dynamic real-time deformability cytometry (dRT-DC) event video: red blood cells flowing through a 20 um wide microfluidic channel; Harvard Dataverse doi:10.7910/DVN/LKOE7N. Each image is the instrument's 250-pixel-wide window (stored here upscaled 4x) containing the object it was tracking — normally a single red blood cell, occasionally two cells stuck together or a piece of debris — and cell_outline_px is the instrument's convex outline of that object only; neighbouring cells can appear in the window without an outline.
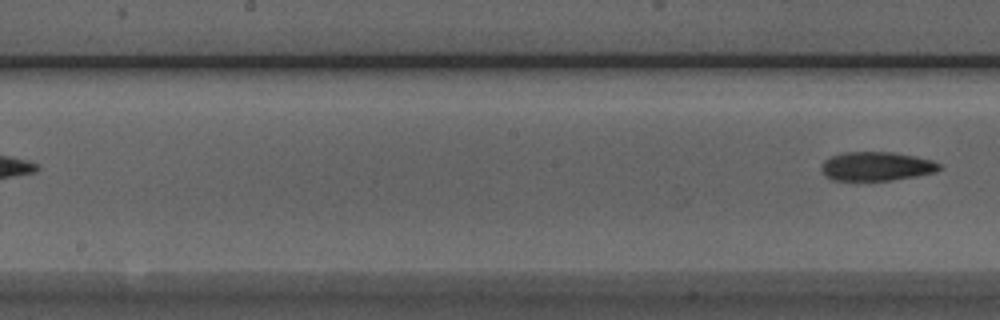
{"species": "Egyptian fruit bat (a non-hibernating species)", "species_latin": "Rousettus aegyptiacus", "temperature_condition": "room temperature", "stored_images_in_passage": 8, "segment_of_instrument_passage": [2, 2], "camera_frame_rate_fps": 3000, "um_per_image_px": 0.085, "animal": {"sex": "male"}, "frame": {"image": 1, "passage_image": 8, "time_ms": 8.333, "image_size_px": [1000, 320], "cell_outline_px": [[940, 168], [936, 172], [916, 176], [892, 180], [832, 180], [824, 176], [820, 168], [820, 164], [824, 160], [832, 156], [844, 152], [892, 152], [932, 160], [940, 164]], "centroid_in_image_um": [74.45, 14.14], "position_along_channel_um": 173.8, "area_um2": 19.88}}